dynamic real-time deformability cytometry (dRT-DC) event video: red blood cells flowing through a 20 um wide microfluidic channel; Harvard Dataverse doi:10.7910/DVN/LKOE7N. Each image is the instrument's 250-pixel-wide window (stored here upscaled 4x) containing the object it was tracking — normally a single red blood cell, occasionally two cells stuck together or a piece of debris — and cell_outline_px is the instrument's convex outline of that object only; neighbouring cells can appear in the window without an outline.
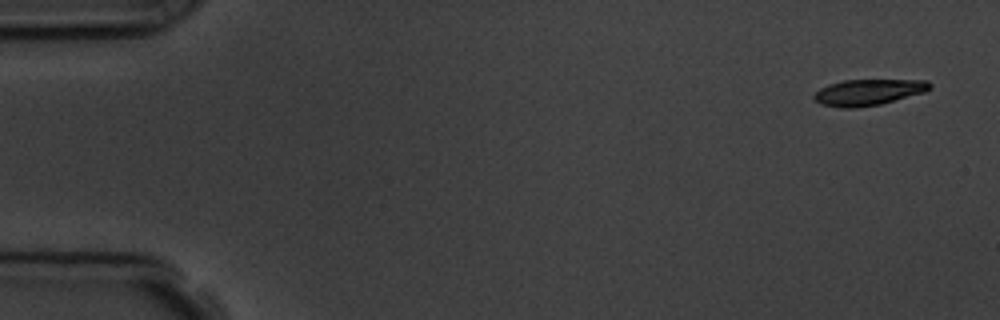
{"species": "common noctule bat (a hibernating species)", "species_latin": "Nyctalus noctula", "temperature_condition": "room temperature", "stored_images_in_passage": 5, "camera_frame_rate_fps": 3000, "um_per_image_px": 0.085, "animal": {"sex": "male", "body_mass_g": 19.5, "forearm_length_mm": 54.6}, "frame": {"image": 1, "passage_image": 1, "time_ms": 0.0, "image_size_px": [1000, 320], "cell_outline_px": [[932, 88], [924, 92], [880, 104], [852, 108], [840, 108], [820, 104], [812, 96], [820, 88], [828, 84], [844, 80], [928, 80], [932, 84]], "centroid_in_image_um": [73.8, 7.83], "position_along_channel_um": 11.2, "area_um2": 17.57}}
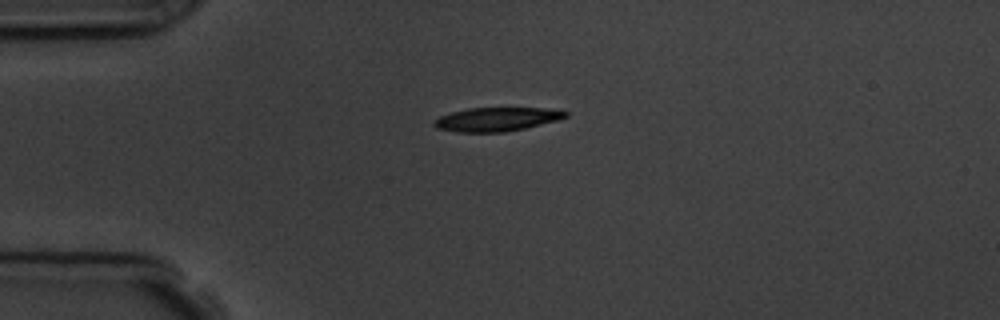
{"frame": {"image": 2, "passage_image": 4, "time_ms": 3.667, "image_size_px": [1000, 320], "cell_outline_px": [[568, 116], [560, 120], [524, 128], [504, 132], [456, 132], [436, 128], [432, 124], [432, 120], [440, 116], [452, 112], [468, 108], [544, 108], [568, 112]], "centroid_in_image_um": [42.18, 10.14], "position_along_channel_um": 42.8, "area_um2": 18.26}}